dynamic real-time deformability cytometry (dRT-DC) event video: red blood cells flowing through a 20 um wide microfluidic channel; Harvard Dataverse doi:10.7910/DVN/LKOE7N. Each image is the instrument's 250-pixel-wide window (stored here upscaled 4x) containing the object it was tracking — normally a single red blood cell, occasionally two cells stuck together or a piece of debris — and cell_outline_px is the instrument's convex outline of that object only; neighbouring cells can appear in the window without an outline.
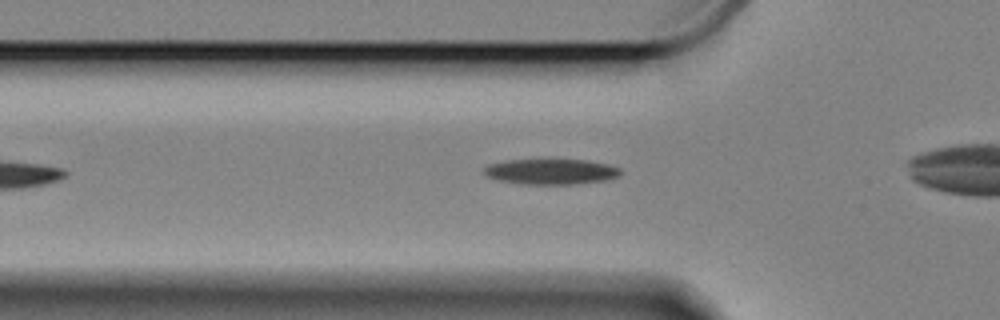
{"species": "Egyptian fruit bat (a non-hibernating species)", "species_latin": "Rousettus aegyptiacus", "temperature_condition": "cold", "stored_images_in_passage": 33, "camera_frame_rate_fps": 3000, "um_per_image_px": 0.085, "animal": {"sex": "female"}, "frame": {"image": 1, "passage_image": 10, "time_ms": 3.0, "image_size_px": [1000, 320], "cell_outline_px": [[620, 172], [616, 176], [604, 180], [572, 184], [520, 184], [500, 180], [484, 176], [480, 172], [488, 164], [508, 160], [584, 160], [608, 164], [620, 168]], "centroid_in_image_um": [46.74, 14.59], "position_along_channel_um": 79.1, "area_um2": 20.11}}